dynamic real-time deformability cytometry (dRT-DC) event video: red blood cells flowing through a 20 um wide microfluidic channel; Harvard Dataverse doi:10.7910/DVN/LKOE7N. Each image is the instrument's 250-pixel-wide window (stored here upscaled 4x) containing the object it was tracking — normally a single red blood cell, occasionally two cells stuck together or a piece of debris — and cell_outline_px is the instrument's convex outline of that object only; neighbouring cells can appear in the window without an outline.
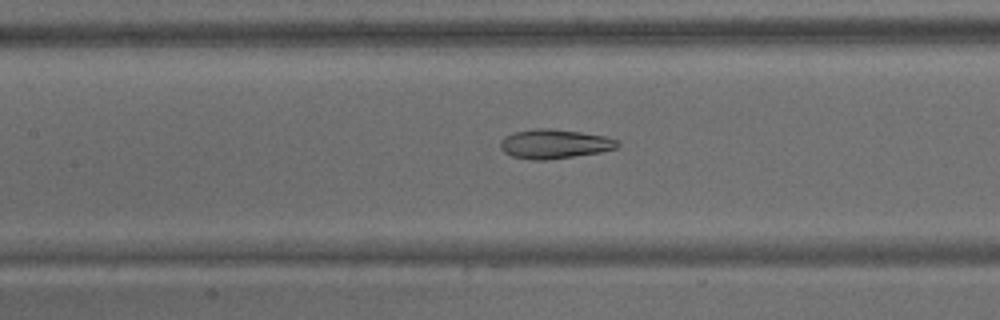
{"species": "common noctule bat (a hibernating species)", "species_latin": "Nyctalus noctula", "temperature_condition": "warm", "stored_images_in_passage": 53, "camera_frame_rate_fps": 3000, "um_per_image_px": 0.085, "animal": {"sex": "male", "body_mass_g": 15.6}, "frame": {"image": 1, "passage_image": 17, "time_ms": 5.333, "image_size_px": [1000, 320], "cell_outline_px": [[620, 144], [616, 148], [600, 152], [548, 160], [532, 160], [512, 156], [504, 152], [500, 148], [500, 140], [504, 136], [516, 132], [536, 128], [544, 128], [580, 132], [604, 136], [620, 140]], "centroid_in_image_um": [47.12, 12.24], "position_along_channel_um": 160.3, "area_um2": 19.94}}
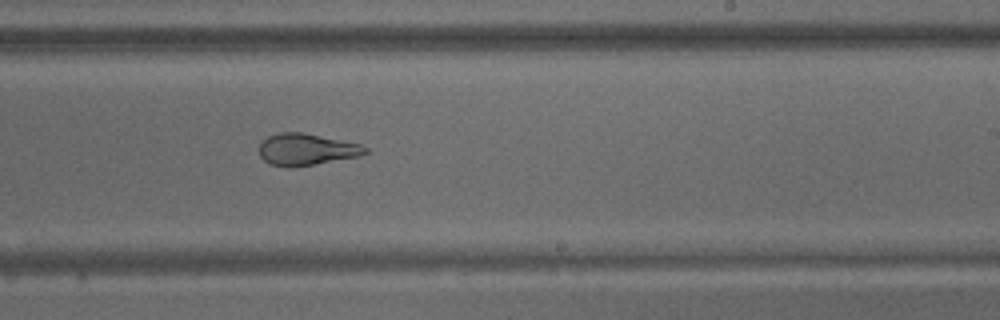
{"frame": {"image": 2, "passage_image": 27, "time_ms": 8.667, "image_size_px": [1000, 320], "cell_outline_px": [[368, 152], [360, 156], [292, 168], [268, 164], [260, 156], [260, 140], [268, 136], [280, 132], [300, 132], [360, 144], [368, 148]], "centroid_in_image_um": [26.01, 12.71], "position_along_channel_um": 263.0, "area_um2": 19.59}}
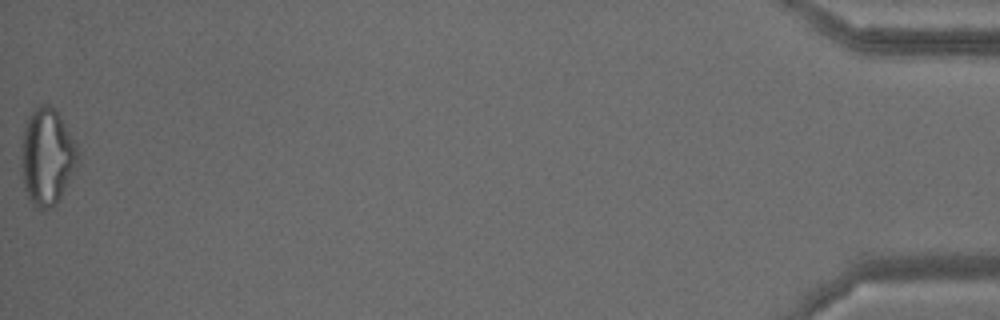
{"frame": {"image": 3, "passage_image": 53, "time_ms": 17.333, "image_size_px": [1000, 320], "cell_outline_px": [[80, 164], [56, 204], [40, 212], [32, 204], [24, 188], [20, 164], [20, 144], [24, 128], [28, 116], [40, 104], [52, 104], [56, 108], [76, 144], [80, 152]], "centroid_in_image_um": [4.0, 13.33], "position_along_channel_um": 431.2, "area_um2": 32.83}, "authors_computed_cell_mechanics": {"area_um2": 22.5998, "velocity_mm_per_s": 3.0934, "shape_relaxation_time_tau1_ms": null, "shape_relaxation_time_tau2_ms": 2.3724, "deformation_change_tau1": null, "deformation_change_tau2": 0.1106}}